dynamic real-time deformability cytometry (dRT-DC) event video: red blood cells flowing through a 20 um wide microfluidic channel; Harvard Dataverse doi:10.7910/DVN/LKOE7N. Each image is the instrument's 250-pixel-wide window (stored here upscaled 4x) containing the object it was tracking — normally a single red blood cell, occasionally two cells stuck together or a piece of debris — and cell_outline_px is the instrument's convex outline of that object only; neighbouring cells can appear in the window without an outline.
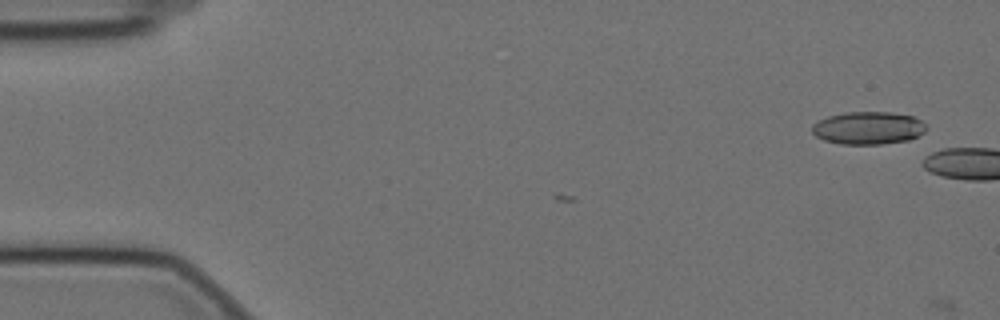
{"species": "Egyptian fruit bat (a non-hibernating species)", "species_latin": "Rousettus aegyptiacus", "temperature_condition": "cold", "stored_images_in_passage": 3, "camera_frame_rate_fps": 3000, "um_per_image_px": 0.085, "animal": {"sex": "female"}, "frame": {"image": 1, "passage_image": 3, "time_ms": 0.667, "image_size_px": [1000, 320], "cell_outline_px": [[928, 128], [924, 132], [908, 140], [880, 144], [840, 144], [824, 140], [816, 136], [812, 132], [812, 124], [828, 116], [844, 112], [892, 112], [912, 116], [920, 120]], "centroid_in_image_um": [73.78, 10.87], "position_along_channel_um": 11.2, "area_um2": 21.73}}